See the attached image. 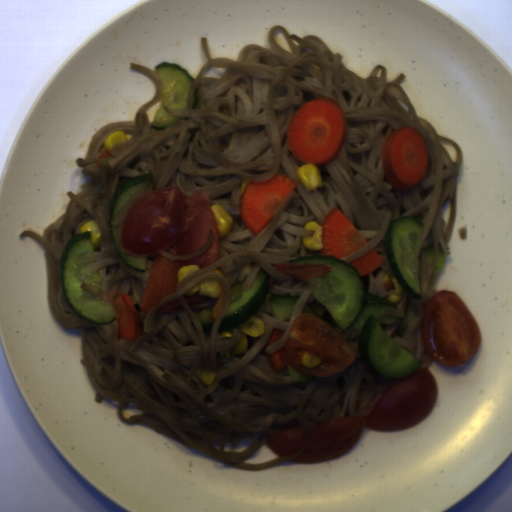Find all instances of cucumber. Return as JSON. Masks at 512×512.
Listing matches in <instances>:
<instances>
[{"label": "cucumber", "mask_w": 512, "mask_h": 512, "mask_svg": "<svg viewBox=\"0 0 512 512\" xmlns=\"http://www.w3.org/2000/svg\"><path fill=\"white\" fill-rule=\"evenodd\" d=\"M270 289V276L262 267L253 283L243 290L241 285L230 291V306L222 316L218 333L238 330V326L254 316L263 305Z\"/></svg>", "instance_id": "5"}, {"label": "cucumber", "mask_w": 512, "mask_h": 512, "mask_svg": "<svg viewBox=\"0 0 512 512\" xmlns=\"http://www.w3.org/2000/svg\"><path fill=\"white\" fill-rule=\"evenodd\" d=\"M148 173L139 174L131 180H125L113 193L110 201V219L109 228L111 241L115 250L120 255L126 267L138 271L146 272L147 258L146 256L130 255L123 251L119 242V228L120 226L111 225L112 221L116 219L122 210L123 206L134 196V194L146 183Z\"/></svg>", "instance_id": "6"}, {"label": "cucumber", "mask_w": 512, "mask_h": 512, "mask_svg": "<svg viewBox=\"0 0 512 512\" xmlns=\"http://www.w3.org/2000/svg\"><path fill=\"white\" fill-rule=\"evenodd\" d=\"M197 101H198V93L197 91L194 89L193 93H192V99H191V108H195L196 104H197Z\"/></svg>", "instance_id": "13"}, {"label": "cucumber", "mask_w": 512, "mask_h": 512, "mask_svg": "<svg viewBox=\"0 0 512 512\" xmlns=\"http://www.w3.org/2000/svg\"><path fill=\"white\" fill-rule=\"evenodd\" d=\"M285 369L289 375L291 382H294L296 384H304L308 381L313 380V378H314V376H308V375L298 372L297 370L292 368L287 363L285 365Z\"/></svg>", "instance_id": "11"}, {"label": "cucumber", "mask_w": 512, "mask_h": 512, "mask_svg": "<svg viewBox=\"0 0 512 512\" xmlns=\"http://www.w3.org/2000/svg\"><path fill=\"white\" fill-rule=\"evenodd\" d=\"M425 224L415 217L395 218L384 236L385 254L394 278L415 300L422 299L419 247Z\"/></svg>", "instance_id": "3"}, {"label": "cucumber", "mask_w": 512, "mask_h": 512, "mask_svg": "<svg viewBox=\"0 0 512 512\" xmlns=\"http://www.w3.org/2000/svg\"><path fill=\"white\" fill-rule=\"evenodd\" d=\"M420 322L419 309L412 299L408 297L407 309L404 314L403 320L395 332L398 337H404L409 324Z\"/></svg>", "instance_id": "8"}, {"label": "cucumber", "mask_w": 512, "mask_h": 512, "mask_svg": "<svg viewBox=\"0 0 512 512\" xmlns=\"http://www.w3.org/2000/svg\"><path fill=\"white\" fill-rule=\"evenodd\" d=\"M301 296L292 294H271L269 305L272 318L277 321H287L290 319Z\"/></svg>", "instance_id": "7"}, {"label": "cucumber", "mask_w": 512, "mask_h": 512, "mask_svg": "<svg viewBox=\"0 0 512 512\" xmlns=\"http://www.w3.org/2000/svg\"><path fill=\"white\" fill-rule=\"evenodd\" d=\"M426 267L434 261V247L433 244L427 245L423 248Z\"/></svg>", "instance_id": "12"}, {"label": "cucumber", "mask_w": 512, "mask_h": 512, "mask_svg": "<svg viewBox=\"0 0 512 512\" xmlns=\"http://www.w3.org/2000/svg\"><path fill=\"white\" fill-rule=\"evenodd\" d=\"M287 264H324L329 273L305 281L325 309L318 314L305 305L302 315H316L334 329L339 327L343 339L358 336L362 361L373 373L392 379H404L420 366V360L398 345L382 329L403 318L381 314L384 308L397 309L386 300L365 290L358 270L340 258L316 254L298 256ZM398 310V309H397Z\"/></svg>", "instance_id": "1"}, {"label": "cucumber", "mask_w": 512, "mask_h": 512, "mask_svg": "<svg viewBox=\"0 0 512 512\" xmlns=\"http://www.w3.org/2000/svg\"><path fill=\"white\" fill-rule=\"evenodd\" d=\"M95 249L88 230L67 240L59 258V276L68 306L78 317L98 326L115 321L116 315L103 296L80 288L82 283L92 288L103 287L98 271L90 268L95 262Z\"/></svg>", "instance_id": "2"}, {"label": "cucumber", "mask_w": 512, "mask_h": 512, "mask_svg": "<svg viewBox=\"0 0 512 512\" xmlns=\"http://www.w3.org/2000/svg\"><path fill=\"white\" fill-rule=\"evenodd\" d=\"M161 86L160 105L155 111L150 128L165 131L188 117H173L167 110H188V93L194 79L178 64L161 63L155 68Z\"/></svg>", "instance_id": "4"}, {"label": "cucumber", "mask_w": 512, "mask_h": 512, "mask_svg": "<svg viewBox=\"0 0 512 512\" xmlns=\"http://www.w3.org/2000/svg\"><path fill=\"white\" fill-rule=\"evenodd\" d=\"M215 306L216 305L206 307L197 314L204 333L210 332L212 328L214 321H210V316Z\"/></svg>", "instance_id": "10"}, {"label": "cucumber", "mask_w": 512, "mask_h": 512, "mask_svg": "<svg viewBox=\"0 0 512 512\" xmlns=\"http://www.w3.org/2000/svg\"><path fill=\"white\" fill-rule=\"evenodd\" d=\"M446 262V254L443 244H438L436 262L429 278L428 295L432 292Z\"/></svg>", "instance_id": "9"}]
</instances>
